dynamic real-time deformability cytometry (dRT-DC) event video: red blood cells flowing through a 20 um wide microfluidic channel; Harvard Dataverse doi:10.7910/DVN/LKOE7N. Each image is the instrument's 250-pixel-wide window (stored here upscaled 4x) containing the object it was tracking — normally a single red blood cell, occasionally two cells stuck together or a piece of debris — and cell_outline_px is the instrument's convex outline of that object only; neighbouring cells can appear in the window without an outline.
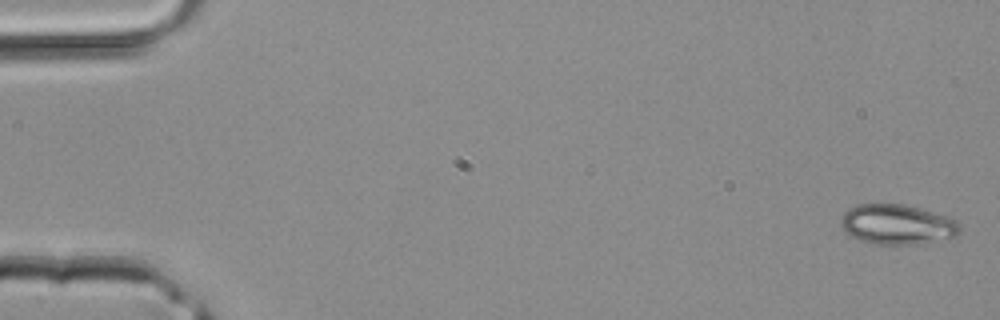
{"species": "common noctule bat (a hibernating species)", "species_latin": "Nyctalus noctula", "temperature_condition": "room temperature", "stored_images_in_passage": 28, "segment_of_instrument_passage": [1, 2], "camera_frame_rate_fps": 3000, "um_per_image_px": 0.085, "animal": {"sex": "male", "body_mass_g": 20.4}, "frame": {"image": 1, "passage_image": 1, "time_ms": 0.0, "image_size_px": [1000, 320], "cell_outline_px": [[960, 232], [956, 236], [916, 244], [876, 244], [860, 240], [852, 236], [840, 224], [840, 216], [848, 208], [856, 204], [904, 204], [920, 208], [956, 220], [960, 224]], "centroid_in_image_um": [76.23, 19.06], "position_along_channel_um": 8.8, "area_um2": 27.51}}